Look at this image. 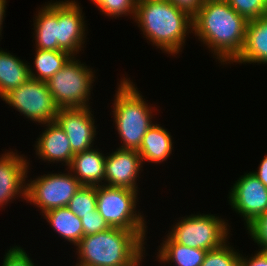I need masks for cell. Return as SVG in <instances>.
<instances>
[{"mask_svg":"<svg viewBox=\"0 0 267 266\" xmlns=\"http://www.w3.org/2000/svg\"><path fill=\"white\" fill-rule=\"evenodd\" d=\"M192 20L193 34L219 63L233 64L243 49L248 20L226 0H204Z\"/></svg>","mask_w":267,"mask_h":266,"instance_id":"cell-1","label":"cell"},{"mask_svg":"<svg viewBox=\"0 0 267 266\" xmlns=\"http://www.w3.org/2000/svg\"><path fill=\"white\" fill-rule=\"evenodd\" d=\"M134 19L149 43L174 56L193 33L192 16L168 0H137Z\"/></svg>","mask_w":267,"mask_h":266,"instance_id":"cell-2","label":"cell"},{"mask_svg":"<svg viewBox=\"0 0 267 266\" xmlns=\"http://www.w3.org/2000/svg\"><path fill=\"white\" fill-rule=\"evenodd\" d=\"M146 232L110 227L86 235L75 246L79 259L75 266H140L146 252Z\"/></svg>","mask_w":267,"mask_h":266,"instance_id":"cell-3","label":"cell"},{"mask_svg":"<svg viewBox=\"0 0 267 266\" xmlns=\"http://www.w3.org/2000/svg\"><path fill=\"white\" fill-rule=\"evenodd\" d=\"M118 84L112 114L123 142L119 149L138 151L146 132L154 125L152 113L156 109L148 105L130 78L123 77Z\"/></svg>","mask_w":267,"mask_h":266,"instance_id":"cell-4","label":"cell"},{"mask_svg":"<svg viewBox=\"0 0 267 266\" xmlns=\"http://www.w3.org/2000/svg\"><path fill=\"white\" fill-rule=\"evenodd\" d=\"M76 57L72 56L61 70L46 81L59 109L91 107L88 102L96 72Z\"/></svg>","mask_w":267,"mask_h":266,"instance_id":"cell-5","label":"cell"},{"mask_svg":"<svg viewBox=\"0 0 267 266\" xmlns=\"http://www.w3.org/2000/svg\"><path fill=\"white\" fill-rule=\"evenodd\" d=\"M185 217H180L181 220H177L171 231H168L167 235L174 242L209 251L219 248L229 240L231 226L221 217L211 213Z\"/></svg>","mask_w":267,"mask_h":266,"instance_id":"cell-6","label":"cell"},{"mask_svg":"<svg viewBox=\"0 0 267 266\" xmlns=\"http://www.w3.org/2000/svg\"><path fill=\"white\" fill-rule=\"evenodd\" d=\"M138 193L124 187L96 186L97 211L110 227L147 231L145 217L136 210Z\"/></svg>","mask_w":267,"mask_h":266,"instance_id":"cell-7","label":"cell"},{"mask_svg":"<svg viewBox=\"0 0 267 266\" xmlns=\"http://www.w3.org/2000/svg\"><path fill=\"white\" fill-rule=\"evenodd\" d=\"M3 101L21 115L38 124L55 121L58 107L55 105L46 81L29 78L11 90Z\"/></svg>","mask_w":267,"mask_h":266,"instance_id":"cell-8","label":"cell"},{"mask_svg":"<svg viewBox=\"0 0 267 266\" xmlns=\"http://www.w3.org/2000/svg\"><path fill=\"white\" fill-rule=\"evenodd\" d=\"M68 170L67 173H50L27 181L26 202L40 208L41 213L65 207L82 184Z\"/></svg>","mask_w":267,"mask_h":266,"instance_id":"cell-9","label":"cell"},{"mask_svg":"<svg viewBox=\"0 0 267 266\" xmlns=\"http://www.w3.org/2000/svg\"><path fill=\"white\" fill-rule=\"evenodd\" d=\"M228 199L231 208L243 216L246 227L267 212V187L252 172L235 181Z\"/></svg>","mask_w":267,"mask_h":266,"instance_id":"cell-10","label":"cell"},{"mask_svg":"<svg viewBox=\"0 0 267 266\" xmlns=\"http://www.w3.org/2000/svg\"><path fill=\"white\" fill-rule=\"evenodd\" d=\"M82 7L75 0L57 1V42L58 50L76 56L86 41V21Z\"/></svg>","mask_w":267,"mask_h":266,"instance_id":"cell-11","label":"cell"},{"mask_svg":"<svg viewBox=\"0 0 267 266\" xmlns=\"http://www.w3.org/2000/svg\"><path fill=\"white\" fill-rule=\"evenodd\" d=\"M85 108L58 109L55 121L63 129L74 154L94 148L96 139L95 119L90 110Z\"/></svg>","mask_w":267,"mask_h":266,"instance_id":"cell-12","label":"cell"},{"mask_svg":"<svg viewBox=\"0 0 267 266\" xmlns=\"http://www.w3.org/2000/svg\"><path fill=\"white\" fill-rule=\"evenodd\" d=\"M22 154L8 151L0 155V207L20 197L26 200L29 161ZM29 167V168H28Z\"/></svg>","mask_w":267,"mask_h":266,"instance_id":"cell-13","label":"cell"},{"mask_svg":"<svg viewBox=\"0 0 267 266\" xmlns=\"http://www.w3.org/2000/svg\"><path fill=\"white\" fill-rule=\"evenodd\" d=\"M143 165L138 151L116 148L106 156L105 185L138 191L137 177Z\"/></svg>","mask_w":267,"mask_h":266,"instance_id":"cell-14","label":"cell"},{"mask_svg":"<svg viewBox=\"0 0 267 266\" xmlns=\"http://www.w3.org/2000/svg\"><path fill=\"white\" fill-rule=\"evenodd\" d=\"M46 126L35 143L36 155L48 163L63 162L67 168L72 162L69 138L56 121L42 124ZM47 160V161H46Z\"/></svg>","mask_w":267,"mask_h":266,"instance_id":"cell-15","label":"cell"},{"mask_svg":"<svg viewBox=\"0 0 267 266\" xmlns=\"http://www.w3.org/2000/svg\"><path fill=\"white\" fill-rule=\"evenodd\" d=\"M105 163L106 156L99 149L92 148L74 154L66 170L69 169L82 185H105Z\"/></svg>","mask_w":267,"mask_h":266,"instance_id":"cell-16","label":"cell"},{"mask_svg":"<svg viewBox=\"0 0 267 266\" xmlns=\"http://www.w3.org/2000/svg\"><path fill=\"white\" fill-rule=\"evenodd\" d=\"M233 62L267 64V15L248 21L243 49Z\"/></svg>","mask_w":267,"mask_h":266,"instance_id":"cell-17","label":"cell"},{"mask_svg":"<svg viewBox=\"0 0 267 266\" xmlns=\"http://www.w3.org/2000/svg\"><path fill=\"white\" fill-rule=\"evenodd\" d=\"M171 133L161 124L152 125L143 137L138 150L142 163H163L172 154L173 141Z\"/></svg>","mask_w":267,"mask_h":266,"instance_id":"cell-18","label":"cell"},{"mask_svg":"<svg viewBox=\"0 0 267 266\" xmlns=\"http://www.w3.org/2000/svg\"><path fill=\"white\" fill-rule=\"evenodd\" d=\"M34 17V33L36 49L58 50L57 42V0L38 9Z\"/></svg>","mask_w":267,"mask_h":266,"instance_id":"cell-19","label":"cell"},{"mask_svg":"<svg viewBox=\"0 0 267 266\" xmlns=\"http://www.w3.org/2000/svg\"><path fill=\"white\" fill-rule=\"evenodd\" d=\"M29 64L16 55L0 49V98L30 78Z\"/></svg>","mask_w":267,"mask_h":266,"instance_id":"cell-20","label":"cell"},{"mask_svg":"<svg viewBox=\"0 0 267 266\" xmlns=\"http://www.w3.org/2000/svg\"><path fill=\"white\" fill-rule=\"evenodd\" d=\"M162 240L156 258L161 264H171L175 266H201L207 253L204 249L190 248L174 242L167 234Z\"/></svg>","mask_w":267,"mask_h":266,"instance_id":"cell-21","label":"cell"},{"mask_svg":"<svg viewBox=\"0 0 267 266\" xmlns=\"http://www.w3.org/2000/svg\"><path fill=\"white\" fill-rule=\"evenodd\" d=\"M49 225L63 239L76 246L83 238L81 218L74 214L67 206L55 208L42 214Z\"/></svg>","mask_w":267,"mask_h":266,"instance_id":"cell-22","label":"cell"},{"mask_svg":"<svg viewBox=\"0 0 267 266\" xmlns=\"http://www.w3.org/2000/svg\"><path fill=\"white\" fill-rule=\"evenodd\" d=\"M34 69L29 65L30 78L47 81L55 75L67 61L72 57L68 52L63 50H35Z\"/></svg>","mask_w":267,"mask_h":266,"instance_id":"cell-23","label":"cell"},{"mask_svg":"<svg viewBox=\"0 0 267 266\" xmlns=\"http://www.w3.org/2000/svg\"><path fill=\"white\" fill-rule=\"evenodd\" d=\"M67 207L79 218L97 210L96 186L82 185Z\"/></svg>","mask_w":267,"mask_h":266,"instance_id":"cell-24","label":"cell"},{"mask_svg":"<svg viewBox=\"0 0 267 266\" xmlns=\"http://www.w3.org/2000/svg\"><path fill=\"white\" fill-rule=\"evenodd\" d=\"M241 254L229 242L217 249L207 251L201 266H239Z\"/></svg>","mask_w":267,"mask_h":266,"instance_id":"cell-25","label":"cell"},{"mask_svg":"<svg viewBox=\"0 0 267 266\" xmlns=\"http://www.w3.org/2000/svg\"><path fill=\"white\" fill-rule=\"evenodd\" d=\"M137 0H99L95 6L108 17L135 16Z\"/></svg>","mask_w":267,"mask_h":266,"instance_id":"cell-26","label":"cell"},{"mask_svg":"<svg viewBox=\"0 0 267 266\" xmlns=\"http://www.w3.org/2000/svg\"><path fill=\"white\" fill-rule=\"evenodd\" d=\"M228 4L248 21L267 15V0H226Z\"/></svg>","mask_w":267,"mask_h":266,"instance_id":"cell-27","label":"cell"},{"mask_svg":"<svg viewBox=\"0 0 267 266\" xmlns=\"http://www.w3.org/2000/svg\"><path fill=\"white\" fill-rule=\"evenodd\" d=\"M246 229L259 246L258 250L267 252V212L258 216Z\"/></svg>","mask_w":267,"mask_h":266,"instance_id":"cell-28","label":"cell"},{"mask_svg":"<svg viewBox=\"0 0 267 266\" xmlns=\"http://www.w3.org/2000/svg\"><path fill=\"white\" fill-rule=\"evenodd\" d=\"M83 227V237L106 231L110 228L106 220L96 210L93 214L84 215L81 218Z\"/></svg>","mask_w":267,"mask_h":266,"instance_id":"cell-29","label":"cell"},{"mask_svg":"<svg viewBox=\"0 0 267 266\" xmlns=\"http://www.w3.org/2000/svg\"><path fill=\"white\" fill-rule=\"evenodd\" d=\"M19 245L11 247L4 255L2 266H35L29 255Z\"/></svg>","mask_w":267,"mask_h":266,"instance_id":"cell-30","label":"cell"},{"mask_svg":"<svg viewBox=\"0 0 267 266\" xmlns=\"http://www.w3.org/2000/svg\"><path fill=\"white\" fill-rule=\"evenodd\" d=\"M239 266H267V252L259 250L249 258L241 254Z\"/></svg>","mask_w":267,"mask_h":266,"instance_id":"cell-31","label":"cell"},{"mask_svg":"<svg viewBox=\"0 0 267 266\" xmlns=\"http://www.w3.org/2000/svg\"><path fill=\"white\" fill-rule=\"evenodd\" d=\"M178 8L187 11L191 16H193L203 4L204 0H168Z\"/></svg>","mask_w":267,"mask_h":266,"instance_id":"cell-32","label":"cell"},{"mask_svg":"<svg viewBox=\"0 0 267 266\" xmlns=\"http://www.w3.org/2000/svg\"><path fill=\"white\" fill-rule=\"evenodd\" d=\"M252 173L267 187V154L262 158L258 170Z\"/></svg>","mask_w":267,"mask_h":266,"instance_id":"cell-33","label":"cell"},{"mask_svg":"<svg viewBox=\"0 0 267 266\" xmlns=\"http://www.w3.org/2000/svg\"><path fill=\"white\" fill-rule=\"evenodd\" d=\"M6 3L7 0H0V37H2V29H3V21H4V17H5V9H6Z\"/></svg>","mask_w":267,"mask_h":266,"instance_id":"cell-34","label":"cell"},{"mask_svg":"<svg viewBox=\"0 0 267 266\" xmlns=\"http://www.w3.org/2000/svg\"><path fill=\"white\" fill-rule=\"evenodd\" d=\"M93 4H96L99 0H91Z\"/></svg>","mask_w":267,"mask_h":266,"instance_id":"cell-35","label":"cell"}]
</instances>
